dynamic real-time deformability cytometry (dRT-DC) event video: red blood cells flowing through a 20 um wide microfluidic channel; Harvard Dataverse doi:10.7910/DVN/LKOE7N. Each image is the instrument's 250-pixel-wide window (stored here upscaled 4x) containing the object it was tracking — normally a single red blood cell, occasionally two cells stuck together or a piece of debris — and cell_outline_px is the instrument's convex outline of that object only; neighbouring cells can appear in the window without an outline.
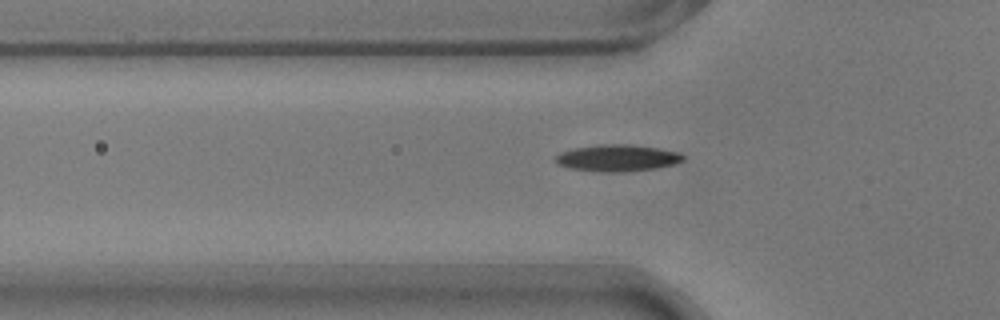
{"species": "common noctule bat (a hibernating species)", "species_latin": "Nyctalus noctula", "temperature_condition": "warm", "stored_images_in_passage": 39, "camera_frame_rate_fps": 3000, "um_per_image_px": 0.085, "animal": {"sex": "male", "body_mass_g": 17.9}, "frame": {"image": 1, "passage_image": 4, "time_ms": 1.0, "image_size_px": [1000, 320], "cell_outline_px": [[684, 160], [672, 164], [656, 168], [624, 172], [612, 172], [568, 168], [556, 164], [552, 160], [560, 152], [576, 148], [600, 144], [628, 144], [656, 148], [680, 152], [684, 156]], "centroid_in_image_um": [52.44, 13.43], "position_along_channel_um": 73.4, "area_um2": 19.77}}
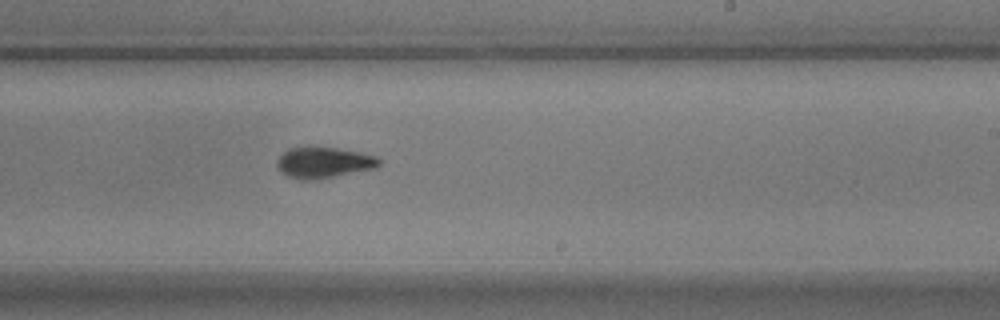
{"frame": {"image": 2, "passage_image": 19, "time_ms": 6.0, "image_size_px": [1000, 320], "cell_outline_px": [[380, 164], [376, 168], [336, 176], [308, 180], [300, 180], [288, 176], [280, 172], [276, 164], [276, 160], [288, 148], [336, 148], [360, 152], [376, 156], [380, 160]], "centroid_in_image_um": [27.51, 13.83], "position_along_channel_um": 261.5, "area_um2": 18.21}}
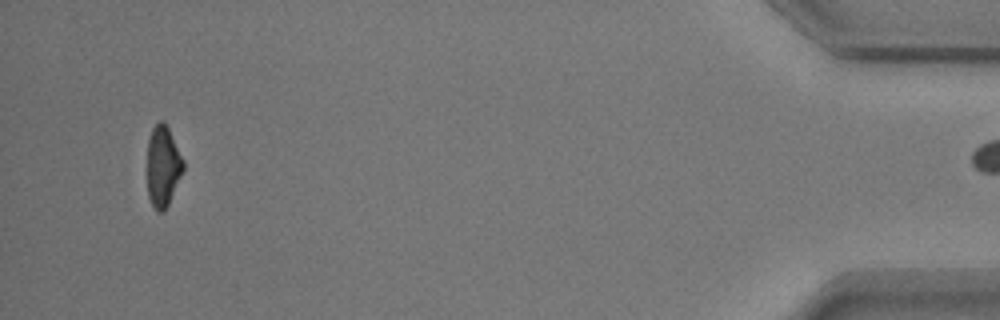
{"frame": {"image": 3, "passage_image": 38, "time_ms": 12.333, "image_size_px": [1000, 320], "cell_outline_px": [[184, 168], [168, 204], [160, 212], [156, 212], [148, 196], [148, 140], [152, 128], [160, 120], [164, 120], [184, 160]], "centroid_in_image_um": [13.85, 14.1], "position_along_channel_um": 421.4, "area_um2": 16.7}}